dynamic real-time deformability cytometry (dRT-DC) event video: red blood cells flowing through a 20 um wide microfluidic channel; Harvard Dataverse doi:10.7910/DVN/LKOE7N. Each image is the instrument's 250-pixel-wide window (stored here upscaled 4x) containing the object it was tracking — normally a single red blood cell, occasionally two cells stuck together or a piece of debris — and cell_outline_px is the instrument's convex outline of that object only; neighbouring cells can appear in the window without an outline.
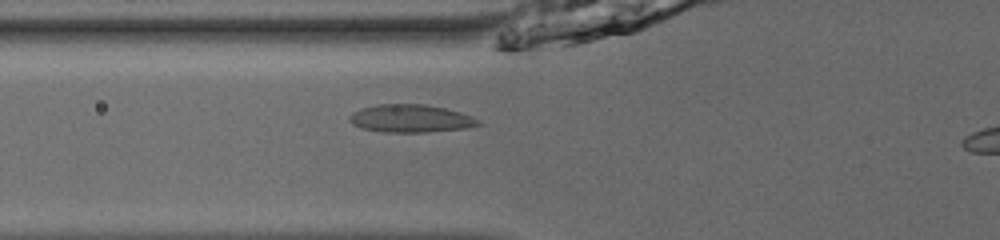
{"species": "common noctule bat (a hibernating species)", "species_latin": "Nyctalus noctula", "temperature_condition": "room temperature", "stored_images_in_passage": 42, "camera_frame_rate_fps": 3000, "um_per_image_px": 0.085, "animal": {"sex": "male", "body_mass_g": 13.0, "forearm_length_mm": 53.1}, "frame": {"image": 1, "passage_image": 14, "time_ms": 4.333, "image_size_px": [1000, 240], "cell_outline_px": [[480, 124], [468, 128], [428, 132], [384, 132], [360, 128], [352, 124], [348, 120], [348, 116], [352, 112], [360, 108], [376, 104], [424, 104], [444, 108], [460, 112], [472, 116], [480, 120]], "centroid_in_image_um": [34.87, 10.07], "position_along_channel_um": 90.9, "area_um2": 21.1}}
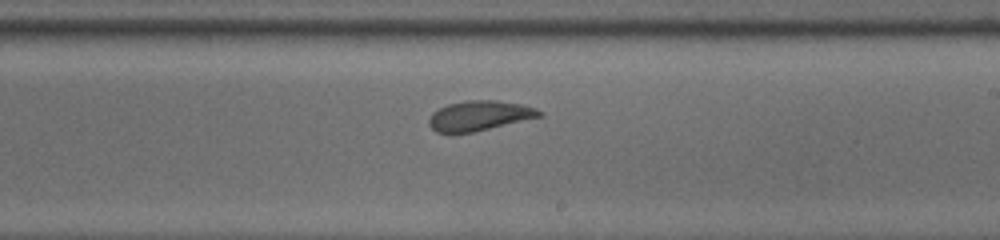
{"frame": {"image": 2, "passage_image": 26, "time_ms": 8.333, "image_size_px": [1000, 240], "cell_outline_px": [[544, 116], [472, 132], [436, 132], [428, 124], [428, 120], [432, 112], [448, 104], [468, 100], [496, 100], [520, 104], [536, 108], [544, 112]], "centroid_in_image_um": [40.78, 9.82], "position_along_channel_um": 248.2, "area_um2": 19.13}}
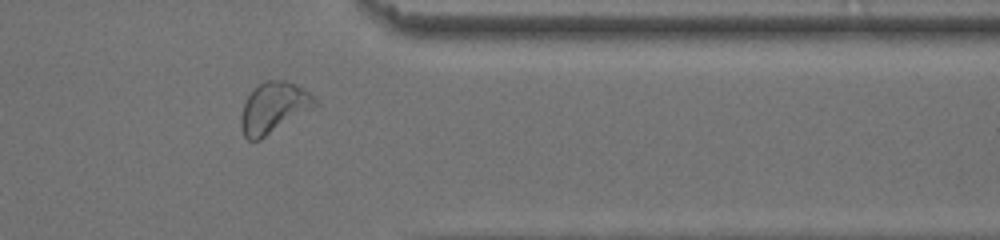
{"frame": {"image": 3, "passage_image": 37, "time_ms": 12.0, "image_size_px": [1000, 240], "cell_outline_px": [[320, 104], [260, 140], [248, 140], [244, 136], [240, 124], [240, 116], [244, 104], [248, 96], [264, 80], [284, 80], [308, 92]], "centroid_in_image_um": [23.25, 9.18], "position_along_channel_um": 388.2, "area_um2": 21.56}}